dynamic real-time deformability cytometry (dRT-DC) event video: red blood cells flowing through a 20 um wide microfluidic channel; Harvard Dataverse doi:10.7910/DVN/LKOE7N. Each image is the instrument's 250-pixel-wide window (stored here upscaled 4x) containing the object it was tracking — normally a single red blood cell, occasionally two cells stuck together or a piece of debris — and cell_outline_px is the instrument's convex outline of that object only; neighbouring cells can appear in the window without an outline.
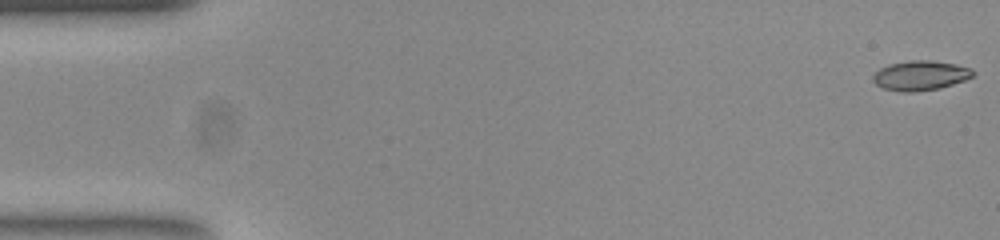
{"species": "common noctule bat (a hibernating species)", "species_latin": "Nyctalus noctula", "temperature_condition": "room temperature", "stored_images_in_passage": 53, "camera_frame_rate_fps": 3000, "um_per_image_px": 0.085, "animal": {"sex": "female", "body_mass_g": 23.0, "forearm_length_mm": 53.4}, "frame": {"image": 1, "passage_image": 1, "time_ms": 0.0, "image_size_px": [1000, 240], "cell_outline_px": [[976, 72], [972, 76], [964, 80], [940, 88], [916, 92], [900, 92], [884, 88], [876, 84], [872, 80], [872, 76], [880, 68], [888, 64], [908, 60], [932, 60], [956, 64], [972, 68]], "centroid_in_image_um": [78.23, 6.41], "position_along_channel_um": 6.8, "area_um2": 17.46}}
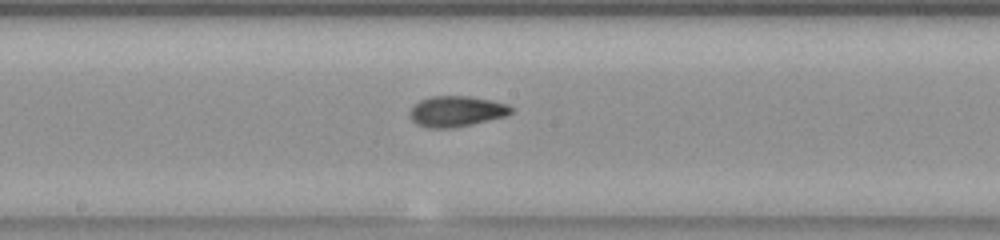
{"frame": {"image": 2, "passage_image": 28, "time_ms": 9.0, "image_size_px": [1000, 240], "cell_outline_px": [[516, 108], [508, 116], [472, 124], [452, 128], [428, 128], [416, 124], [412, 120], [408, 112], [420, 100], [432, 96], [472, 96], [492, 100], [508, 104]], "centroid_in_image_um": [38.85, 9.46], "position_along_channel_um": 209.4, "area_um2": 18.38}}
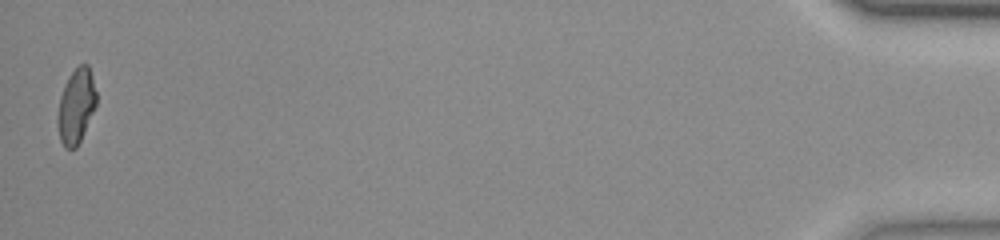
{"frame": {"image": 3, "passage_image": 53, "time_ms": 17.333, "image_size_px": [1000, 240], "cell_outline_px": [[96, 104], [84, 132], [76, 148], [64, 148], [60, 140], [56, 120], [60, 96], [64, 84], [68, 76], [80, 64], [88, 64], [92, 76], [96, 92]], "centroid_in_image_um": [6.45, 9.01], "position_along_channel_um": 428.8, "area_um2": 16.82}, "authors_computed_cell_mechanics": {"area_um2": 17.2822, "velocity_mm_per_s": 3.8301, "shape_relaxation_time_tau1_ms": null, "shape_relaxation_time_tau2_ms": 1.9026, "deformation_change_tau1": null, "deformation_change_tau2": 0.0602}}